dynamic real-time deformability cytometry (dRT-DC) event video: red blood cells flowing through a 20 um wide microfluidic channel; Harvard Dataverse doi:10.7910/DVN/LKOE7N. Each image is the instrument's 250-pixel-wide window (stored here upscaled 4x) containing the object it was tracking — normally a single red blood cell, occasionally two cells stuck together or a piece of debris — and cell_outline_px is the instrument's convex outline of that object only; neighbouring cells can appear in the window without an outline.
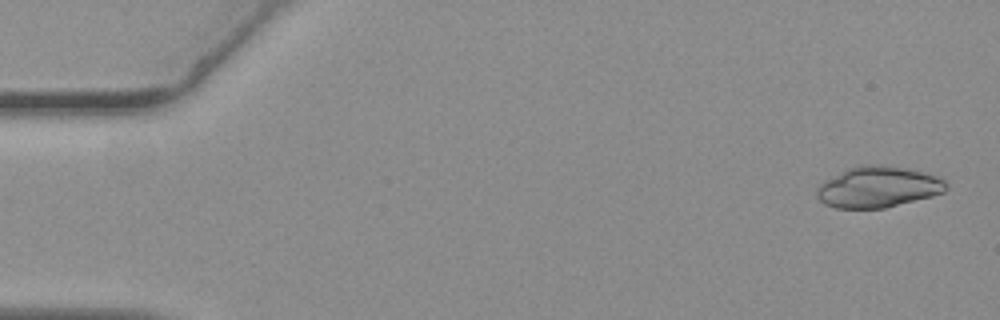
{"species": "common noctule bat (a hibernating species)", "species_latin": "Nyctalus noctula", "temperature_condition": "warm", "stored_images_in_passage": 18, "camera_frame_rate_fps": 3000, "um_per_image_px": 0.085, "animal": {"sex": "female", "body_mass_g": 19.3, "forearm_length_mm": 54.1}, "frame": {"image": 1, "passage_image": 1, "time_ms": 0.0, "image_size_px": [1000, 320], "cell_outline_px": [[948, 188], [944, 192], [932, 196], [884, 208], [836, 208], [824, 204], [816, 196], [816, 188], [824, 180], [848, 168], [864, 164], [880, 164], [908, 168], [924, 172], [936, 176], [944, 180], [948, 184]], "centroid_in_image_um": [74.63, 15.89], "position_along_channel_um": 10.4, "area_um2": 31.1}}